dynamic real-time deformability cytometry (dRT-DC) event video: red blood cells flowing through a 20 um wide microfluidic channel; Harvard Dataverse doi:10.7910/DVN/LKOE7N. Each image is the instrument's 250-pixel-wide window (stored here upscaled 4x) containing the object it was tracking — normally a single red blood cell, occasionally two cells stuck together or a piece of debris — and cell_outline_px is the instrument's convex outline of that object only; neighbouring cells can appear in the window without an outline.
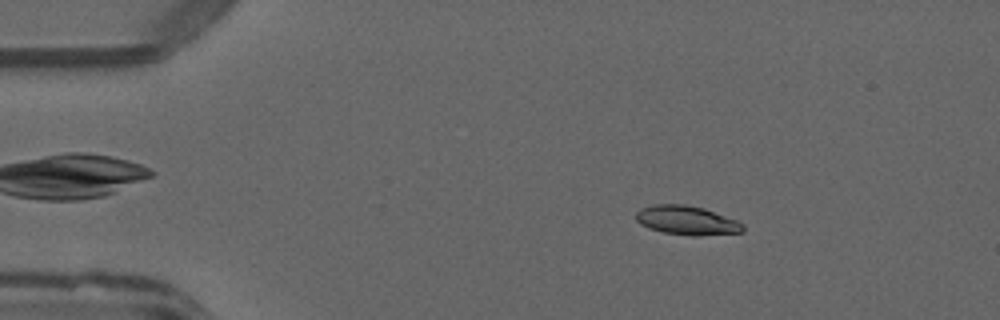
{"species": "common noctule bat (a hibernating species)", "species_latin": "Nyctalus noctula", "temperature_condition": "warm", "stored_images_in_passage": 46, "camera_frame_rate_fps": 3000, "um_per_image_px": 0.085, "animal": {"sex": "male", "forearm_length_mm": 52.5}, "frame": {"image": 1, "passage_image": 4, "time_ms": 1.0, "image_size_px": [1000, 320], "cell_outline_px": [[744, 232], [696, 236], [692, 236], [664, 232], [648, 228], [640, 224], [636, 220], [636, 212], [640, 208], [652, 204], [684, 204], [704, 208], [736, 220], [744, 224]], "centroid_in_image_um": [58.36, 18.72], "position_along_channel_um": 26.6, "area_um2": 18.21}}
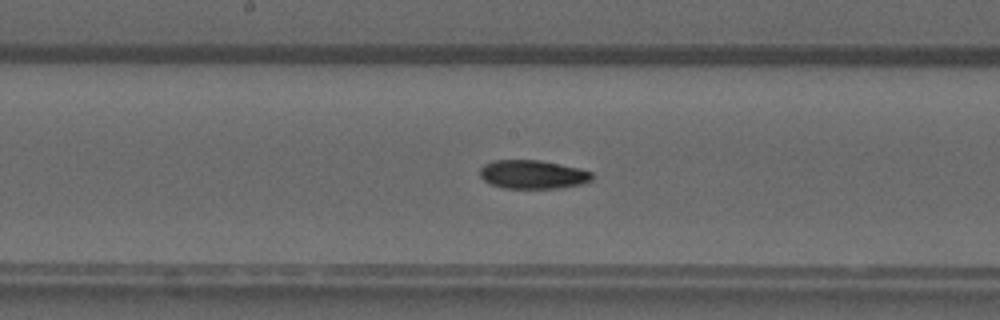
{"frame": {"image": 2, "passage_image": 22, "time_ms": 7.0, "image_size_px": [1000, 320], "cell_outline_px": [[592, 180], [584, 184], [560, 188], [504, 188], [492, 184], [484, 180], [480, 176], [480, 168], [484, 164], [492, 160], [540, 160], [580, 168], [592, 172]], "centroid_in_image_um": [45.3, 14.82], "position_along_channel_um": 202.9, "area_um2": 18.84}}
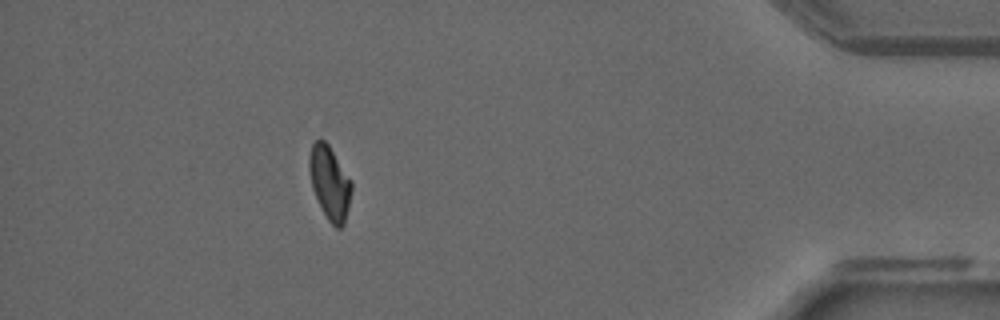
{"frame": {"image": 3, "passage_image": 41, "time_ms": 13.333, "image_size_px": [1000, 320], "cell_outline_px": [[352, 188], [348, 208], [344, 224], [340, 228], [336, 228], [328, 220], [312, 188], [308, 168], [308, 160], [312, 144], [316, 140], [324, 140], [328, 144], [352, 180]], "centroid_in_image_um": [28.03, 15.52], "position_along_channel_um": 407.2, "area_um2": 17.98}, "authors_computed_cell_mechanics": {"area_um2": 18.496, "velocity_mm_per_s": 4.0618, "shape_relaxation_time_tau1_ms": 7.7183, "shape_relaxation_time_tau2_ms": 3.7587, "deformation_change_tau1": 0.2204, "deformation_change_tau2": 0.0835}}